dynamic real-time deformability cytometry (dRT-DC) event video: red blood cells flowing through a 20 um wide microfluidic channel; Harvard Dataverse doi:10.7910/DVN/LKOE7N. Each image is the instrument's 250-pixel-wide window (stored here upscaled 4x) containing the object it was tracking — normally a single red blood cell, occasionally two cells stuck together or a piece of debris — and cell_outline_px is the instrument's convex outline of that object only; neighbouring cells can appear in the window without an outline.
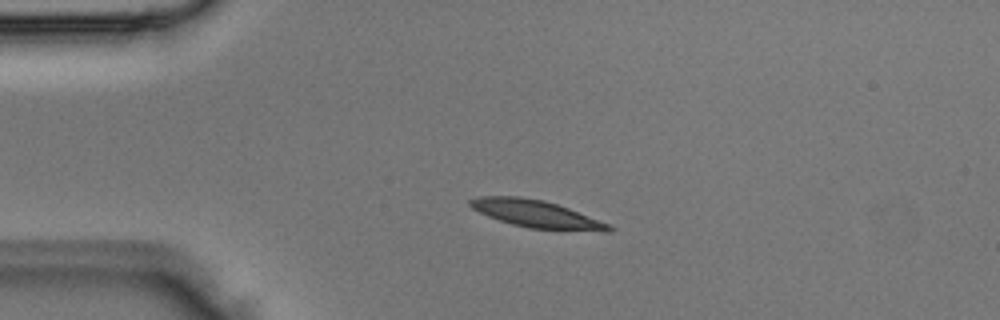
{"species": "Egyptian fruit bat (a non-hibernating species)", "species_latin": "Rousettus aegyptiacus", "temperature_condition": "room temperature", "stored_images_in_passage": 3, "camera_frame_rate_fps": 3000, "um_per_image_px": 0.085, "animal": {"sex": "male"}, "frame": {"image": 1, "passage_image": 2, "time_ms": 0.333, "image_size_px": [1000, 320], "cell_outline_px": [[616, 228], [612, 232], [604, 232], [528, 228], [512, 224], [488, 216], [472, 208], [468, 204], [468, 200], [476, 196], [520, 196], [544, 200], [568, 208], [608, 224]], "centroid_in_image_um": [45.58, 18.19], "position_along_channel_um": 39.4, "area_um2": 22.14}}
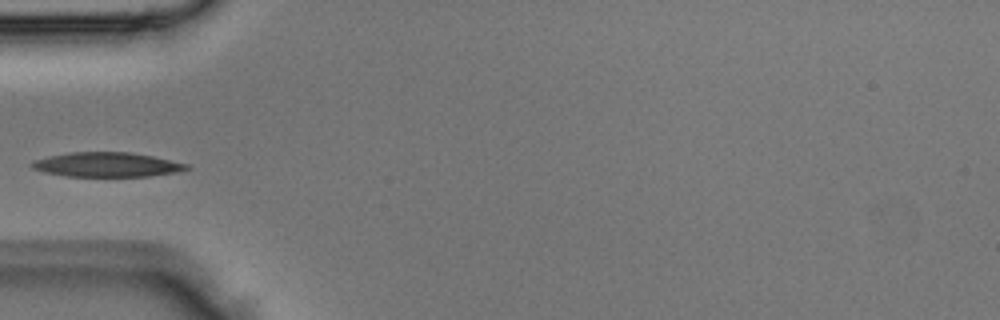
{"frame": {"image": 2, "passage_image": 3, "time_ms": 0.667, "image_size_px": [1000, 320], "cell_outline_px": [[192, 168], [176, 172], [148, 176], [64, 176], [44, 172], [32, 168], [28, 164], [36, 160], [48, 156], [68, 152], [128, 152], [152, 156], [188, 164]], "centroid_in_image_um": [9.06, 13.99], "position_along_channel_um": 75.9, "area_um2": 22.02}}